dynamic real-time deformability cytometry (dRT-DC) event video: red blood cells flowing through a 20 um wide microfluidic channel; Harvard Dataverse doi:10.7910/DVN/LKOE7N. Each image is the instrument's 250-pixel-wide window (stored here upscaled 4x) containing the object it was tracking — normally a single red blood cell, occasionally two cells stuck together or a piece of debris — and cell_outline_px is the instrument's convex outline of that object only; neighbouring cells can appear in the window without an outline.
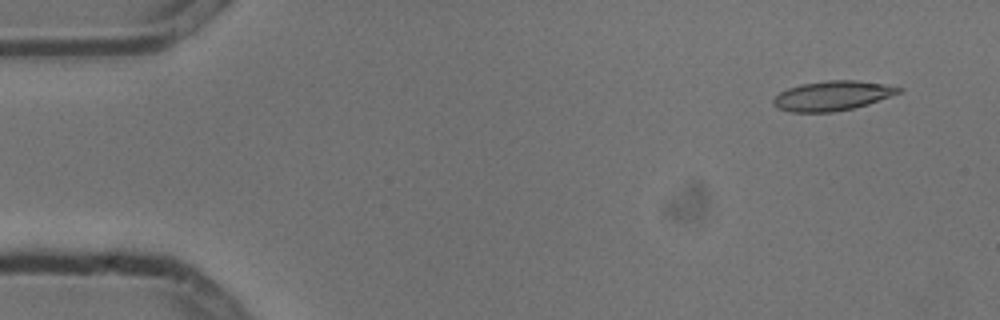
{"species": "common noctule bat (a hibernating species)", "species_latin": "Nyctalus noctula", "temperature_condition": "cold", "stored_images_in_passage": 4, "camera_frame_rate_fps": 3000, "um_per_image_px": 0.085, "animal": {"sex": "male", "body_mass_g": 13.3}, "frame": {"image": 1, "passage_image": 1, "time_ms": 0.0, "image_size_px": [1000, 320], "cell_outline_px": [[904, 88], [900, 92], [868, 104], [852, 108], [832, 112], [792, 112], [776, 108], [772, 104], [772, 100], [780, 92], [788, 88], [800, 84], [828, 80], [856, 80], [884, 84]], "centroid_in_image_um": [70.71, 8.13], "position_along_channel_um": 14.3, "area_um2": 21.56}}